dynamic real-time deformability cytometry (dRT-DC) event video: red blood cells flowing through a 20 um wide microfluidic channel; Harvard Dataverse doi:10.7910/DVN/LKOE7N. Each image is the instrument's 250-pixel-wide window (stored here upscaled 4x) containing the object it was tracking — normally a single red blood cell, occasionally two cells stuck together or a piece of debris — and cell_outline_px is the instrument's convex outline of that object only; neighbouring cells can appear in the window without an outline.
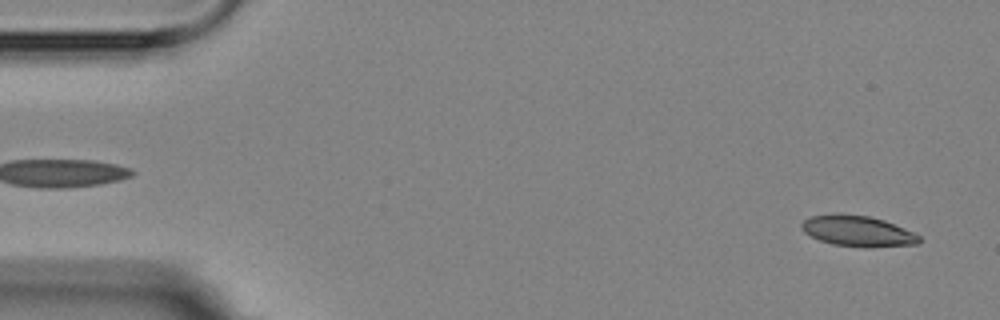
{"species": "Egyptian fruit bat (a non-hibernating species)", "species_latin": "Rousettus aegyptiacus", "temperature_condition": "room temperature", "stored_images_in_passage": 4, "segment_of_instrument_passage": [2, 2], "camera_frame_rate_fps": 3000, "um_per_image_px": 0.085, "animal": {"sex": "female"}, "frame": {"image": 1, "passage_image": 4, "time_ms": 4.333, "image_size_px": [1000, 320], "cell_outline_px": [[920, 244], [872, 248], [864, 248], [832, 244], [820, 240], [804, 232], [800, 228], [800, 224], [804, 220], [812, 216], [868, 216], [884, 220], [904, 228], [920, 236]], "centroid_in_image_um": [72.96, 19.7], "position_along_channel_um": 12.0, "area_um2": 20.63}}